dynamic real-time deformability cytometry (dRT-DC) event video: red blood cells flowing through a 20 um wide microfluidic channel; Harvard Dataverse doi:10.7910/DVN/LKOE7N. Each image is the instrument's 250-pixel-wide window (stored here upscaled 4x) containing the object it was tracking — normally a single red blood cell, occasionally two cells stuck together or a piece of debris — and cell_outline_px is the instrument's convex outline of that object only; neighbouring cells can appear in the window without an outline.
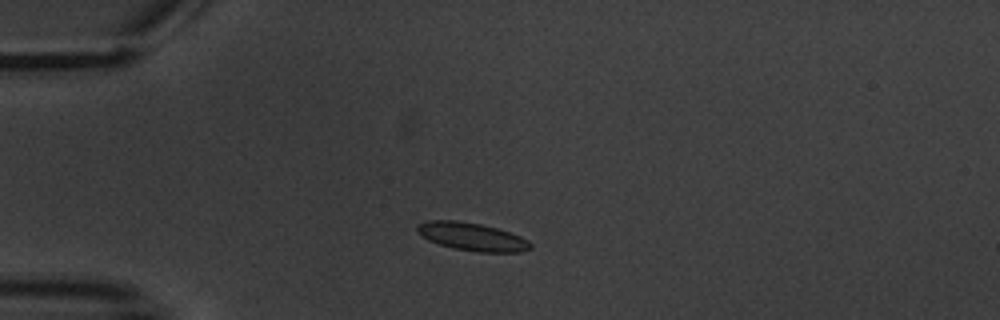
{"species": "common noctule bat (a hibernating species)", "species_latin": "Nyctalus noctula", "temperature_condition": "warm", "stored_images_in_passage": 4, "camera_frame_rate_fps": 3000, "um_per_image_px": 0.085, "animal": {"sex": "male", "body_mass_g": 20.1, "forearm_length_mm": 53.5}, "frame": {"image": 1, "passage_image": 3, "time_ms": 2.667, "image_size_px": [1000, 320], "cell_outline_px": [[532, 248], [520, 252], [476, 252], [452, 248], [428, 240], [416, 232], [416, 224], [428, 220], [456, 220], [480, 224], [496, 228], [520, 236], [528, 240], [532, 244]], "centroid_in_image_um": [40.09, 20.12], "position_along_channel_um": 44.9, "area_um2": 18.55}}